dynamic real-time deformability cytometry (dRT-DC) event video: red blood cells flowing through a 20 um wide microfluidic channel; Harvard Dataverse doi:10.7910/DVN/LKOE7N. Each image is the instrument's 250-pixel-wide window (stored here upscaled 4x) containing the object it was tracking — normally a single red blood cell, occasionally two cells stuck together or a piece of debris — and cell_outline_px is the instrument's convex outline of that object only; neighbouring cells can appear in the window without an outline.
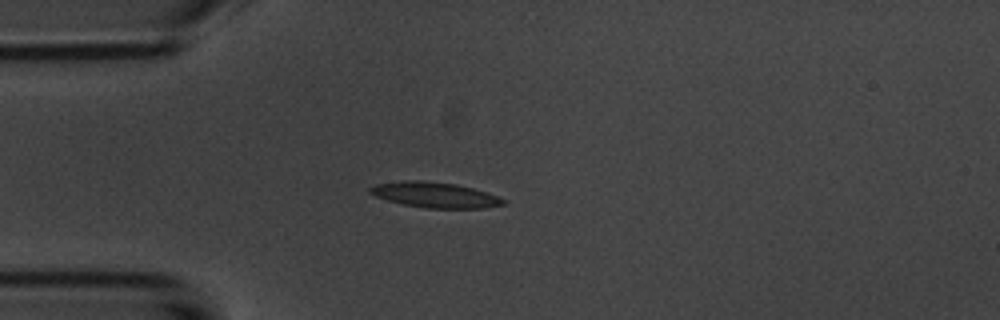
{"species": "common noctule bat (a hibernating species)", "species_latin": "Nyctalus noctula", "temperature_condition": "room temperature", "stored_images_in_passage": 41, "camera_frame_rate_fps": 3000, "um_per_image_px": 0.085, "animal": {"sex": "male", "body_mass_g": 20.1, "forearm_length_mm": 53.5}, "frame": {"image": 1, "passage_image": 1, "time_ms": 0.0, "image_size_px": [1000, 320], "cell_outline_px": [[504, 204], [484, 208], [424, 208], [404, 204], [388, 200], [376, 196], [368, 192], [368, 188], [376, 184], [404, 180], [420, 180], [456, 184], [472, 188], [496, 196], [504, 200]], "centroid_in_image_um": [36.91, 16.56], "position_along_channel_um": 48.1, "area_um2": 19.48}}
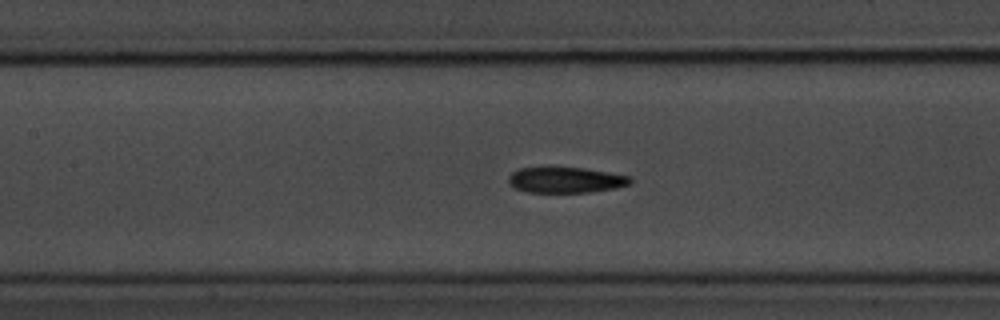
{"frame": {"image": 2, "passage_image": 11, "time_ms": 3.333, "image_size_px": [1000, 320], "cell_outline_px": [[632, 180], [628, 184], [616, 188], [588, 192], [528, 192], [516, 188], [508, 184], [508, 176], [512, 172], [520, 168], [584, 168], [632, 176]], "centroid_in_image_um": [48.09, 15.3], "position_along_channel_um": 159.3, "area_um2": 18.09}}
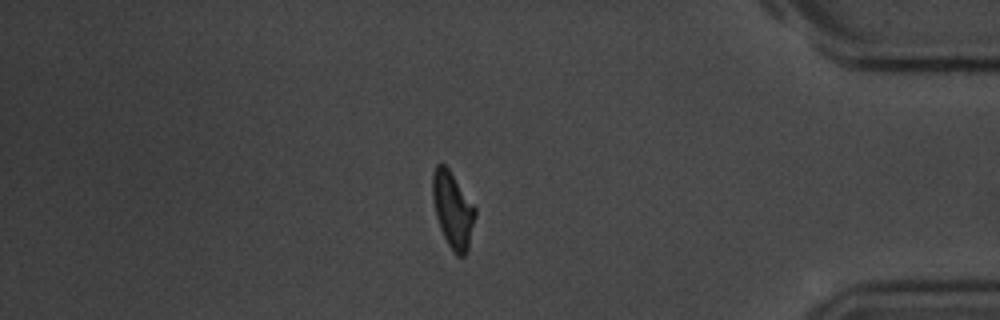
{"frame": {"image": 3, "passage_image": 33, "time_ms": 10.667, "image_size_px": [1000, 320], "cell_outline_px": [[476, 216], [468, 248], [464, 256], [456, 256], [452, 252], [440, 228], [436, 216], [432, 196], [432, 172], [436, 164], [444, 164], [448, 168], [476, 208]], "centroid_in_image_um": [38.48, 17.84], "position_along_channel_um": 396.7, "area_um2": 18.84}, "authors_computed_cell_mechanics": {"area_um2": 19.0162, "velocity_mm_per_s": 3.702, "shape_relaxation_time_tau1_ms": 5.4214, "shape_relaxation_time_tau2_ms": 8.5377, "deformation_change_tau1": 0.1876, "deformation_change_tau2": 0.1505}}